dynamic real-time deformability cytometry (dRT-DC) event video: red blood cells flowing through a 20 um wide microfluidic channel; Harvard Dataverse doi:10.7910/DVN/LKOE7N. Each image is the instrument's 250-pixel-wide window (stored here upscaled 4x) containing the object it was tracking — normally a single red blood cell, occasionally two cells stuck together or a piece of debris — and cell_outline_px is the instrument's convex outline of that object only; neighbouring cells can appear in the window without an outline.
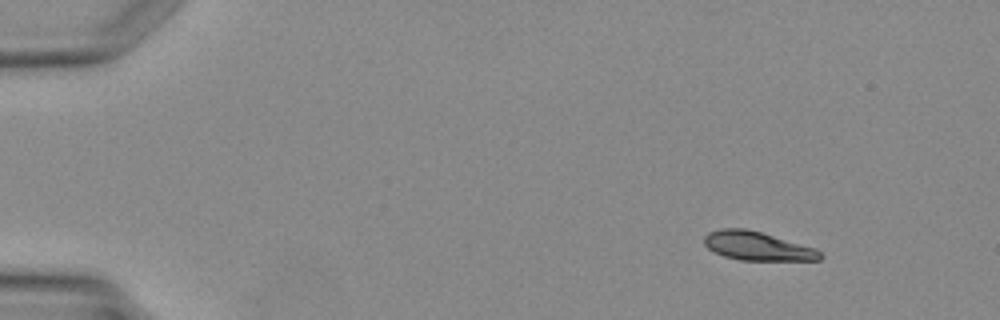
{"species": "Egyptian fruit bat (a non-hibernating species)", "species_latin": "Rousettus aegyptiacus", "temperature_condition": "warm", "stored_images_in_passage": 4, "camera_frame_rate_fps": 3000, "um_per_image_px": 0.085, "animal": {"sex": "female"}, "frame": {"image": 1, "passage_image": 1, "time_ms": 0.0, "image_size_px": [1000, 320], "cell_outline_px": [[824, 256], [820, 260], [740, 260], [724, 256], [708, 248], [704, 244], [704, 236], [708, 232], [720, 228], [744, 228], [760, 232], [816, 248]], "centroid_in_image_um": [64.37, 20.91], "position_along_channel_um": 20.6, "area_um2": 19.31}}